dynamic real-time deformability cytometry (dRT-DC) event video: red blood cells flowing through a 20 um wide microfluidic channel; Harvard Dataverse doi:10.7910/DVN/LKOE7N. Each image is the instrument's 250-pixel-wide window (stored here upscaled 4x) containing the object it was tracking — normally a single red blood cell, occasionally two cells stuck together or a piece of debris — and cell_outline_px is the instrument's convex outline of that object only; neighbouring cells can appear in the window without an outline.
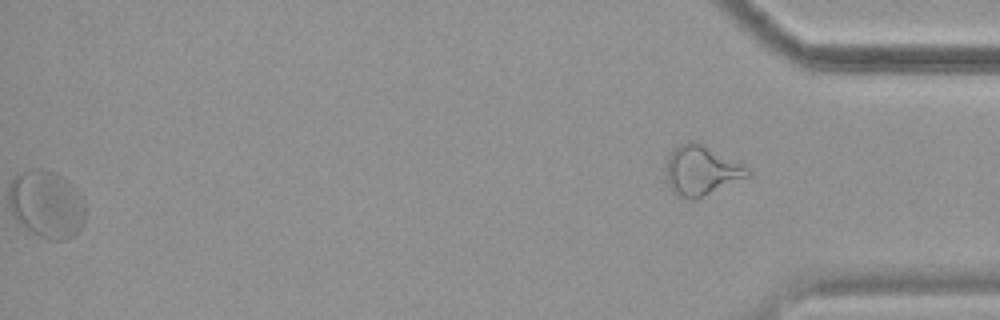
{"species": "common noctule bat (a hibernating species)", "species_latin": "Nyctalus noctula", "temperature_condition": "cold", "stored_images_in_passage": 57, "segment_of_instrument_passage": [2, 2], "camera_frame_rate_fps": 3000, "um_per_image_px": 0.085, "animal": {"sex": "female", "body_mass_g": 19.9}, "frame": {"image": 1, "passage_image": 57, "time_ms": 18.667, "image_size_px": [1000, 320], "cell_outline_px": [[748, 176], [696, 200], [692, 200], [680, 196], [672, 192], [668, 184], [664, 172], [668, 160], [672, 152], [680, 144], [688, 140], [692, 140], [744, 164], [748, 168]], "centroid_in_image_um": [59.58, 14.51], "position_along_channel_um": 375.6, "area_um2": 23.35}}